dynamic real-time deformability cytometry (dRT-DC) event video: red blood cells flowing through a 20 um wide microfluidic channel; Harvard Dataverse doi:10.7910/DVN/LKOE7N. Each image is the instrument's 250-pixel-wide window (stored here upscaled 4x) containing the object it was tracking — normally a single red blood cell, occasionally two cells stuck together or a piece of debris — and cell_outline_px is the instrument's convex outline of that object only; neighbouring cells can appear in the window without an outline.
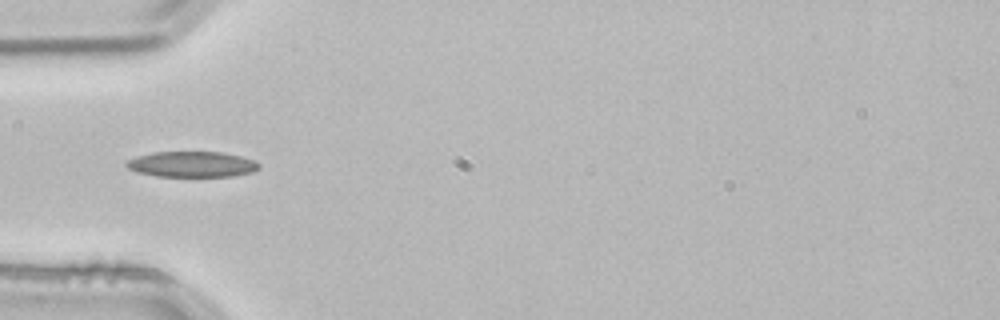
{"species": "common noctule bat (a hibernating species)", "species_latin": "Nyctalus noctula", "temperature_condition": "room temperature", "stored_images_in_passage": 3, "camera_frame_rate_fps": 3000, "um_per_image_px": 0.085, "animal": {"sex": "male", "body_mass_g": 21.5, "forearm_length_mm": 52.0}, "frame": {"image": 1, "passage_image": 3, "time_ms": 0.667, "image_size_px": [1000, 320], "cell_outline_px": [[260, 168], [252, 172], [232, 176], [156, 176], [136, 172], [128, 168], [124, 164], [128, 160], [136, 156], [152, 152], [220, 152], [240, 156], [256, 160], [260, 164]], "centroid_in_image_um": [16.31, 13.96], "position_along_channel_um": 68.7, "area_um2": 19.88}}